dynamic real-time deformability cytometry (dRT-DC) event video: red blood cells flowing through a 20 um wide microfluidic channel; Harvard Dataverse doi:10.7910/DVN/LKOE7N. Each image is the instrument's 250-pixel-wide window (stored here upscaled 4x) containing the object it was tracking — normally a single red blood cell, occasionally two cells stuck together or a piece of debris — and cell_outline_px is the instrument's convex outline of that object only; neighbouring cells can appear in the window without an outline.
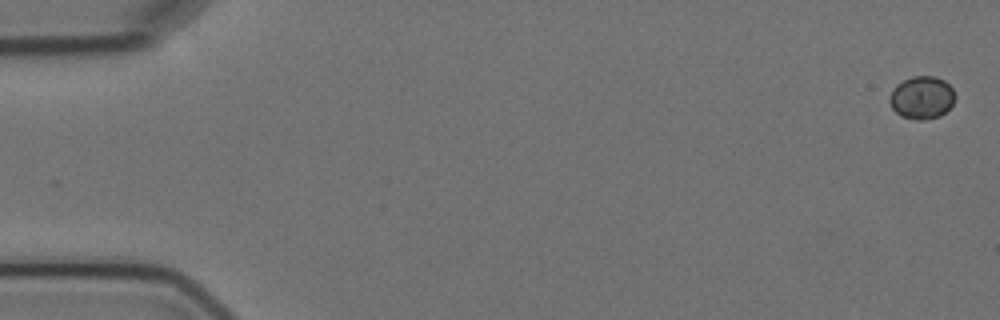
{"species": "Egyptian fruit bat (a non-hibernating species)", "species_latin": "Rousettus aegyptiacus", "temperature_condition": "cold", "stored_images_in_passage": 2, "camera_frame_rate_fps": 3000, "um_per_image_px": 0.085, "animal": {"sex": "female"}, "frame": {"image": 1, "passage_image": 2, "time_ms": 1.333, "image_size_px": [1000, 320], "cell_outline_px": [[956, 96], [952, 104], [940, 116], [924, 120], [916, 120], [900, 116], [892, 108], [888, 100], [892, 88], [896, 84], [912, 76], [936, 76], [944, 80], [952, 88]], "centroid_in_image_um": [78.33, 8.29], "position_along_channel_um": 6.7, "area_um2": 16.47}}